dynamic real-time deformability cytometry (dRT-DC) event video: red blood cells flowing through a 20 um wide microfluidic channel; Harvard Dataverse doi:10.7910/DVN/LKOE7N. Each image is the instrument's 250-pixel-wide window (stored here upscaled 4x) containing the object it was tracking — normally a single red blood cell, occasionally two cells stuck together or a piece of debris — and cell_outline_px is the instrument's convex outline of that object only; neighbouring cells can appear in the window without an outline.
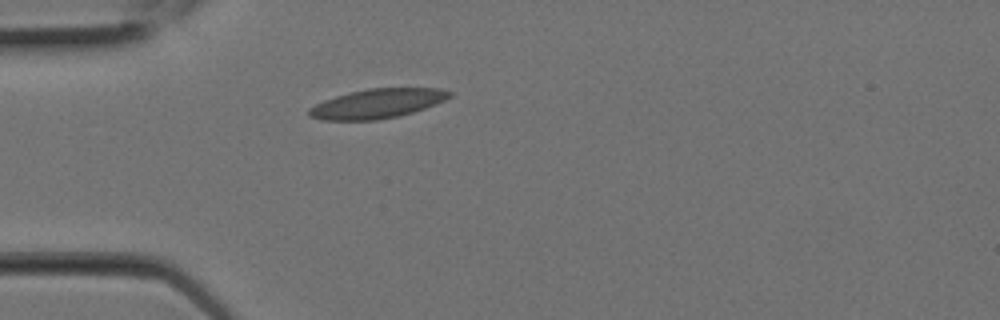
{"species": "Egyptian fruit bat (a non-hibernating species)", "species_latin": "Rousettus aegyptiacus", "temperature_condition": "room temperature", "stored_images_in_passage": 4, "camera_frame_rate_fps": 3000, "um_per_image_px": 0.085, "animal": {"sex": "female"}, "frame": {"image": 1, "passage_image": 1, "time_ms": 0.0, "image_size_px": [1000, 320], "cell_outline_px": [[452, 96], [444, 100], [424, 108], [400, 116], [376, 120], [320, 120], [308, 116], [308, 108], [324, 100], [336, 96], [368, 88], [440, 88], [452, 92]], "centroid_in_image_um": [32.05, 8.81], "position_along_channel_um": 53.0, "area_um2": 23.99}}
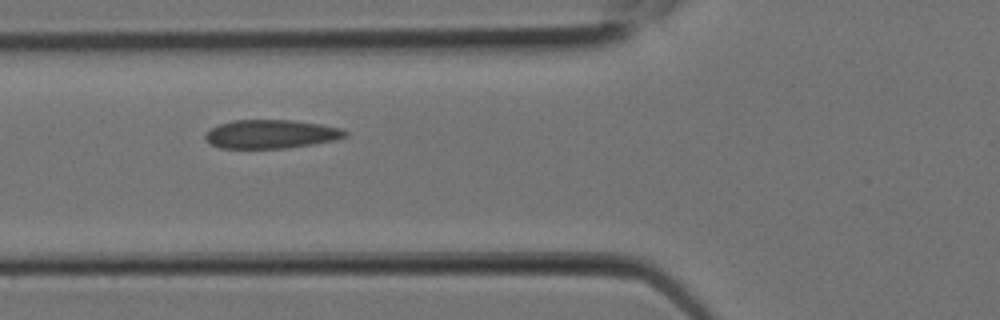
{"frame": {"image": 2, "passage_image": 3, "time_ms": 0.667, "image_size_px": [1000, 320], "cell_outline_px": [[348, 136], [336, 140], [288, 148], [220, 148], [212, 144], [204, 136], [212, 128], [220, 124], [232, 120], [292, 120], [320, 124], [340, 128], [348, 132]], "centroid_in_image_um": [23.08, 11.4], "position_along_channel_um": 102.7, "area_um2": 23.24}}
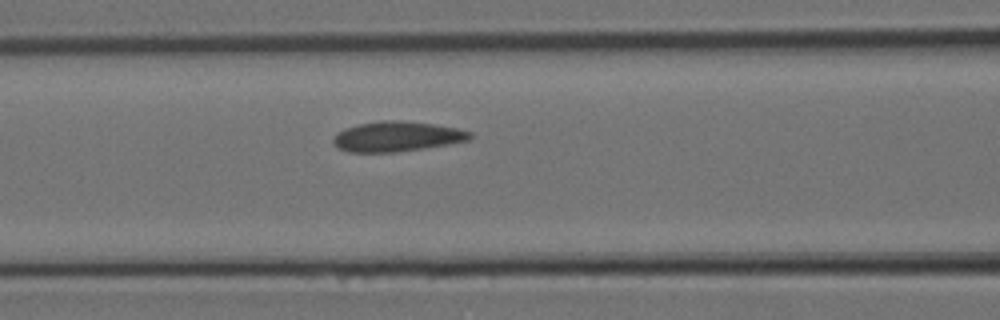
{"frame": {"image": 3, "passage_image": 4, "time_ms": 1.0, "image_size_px": [1000, 320], "cell_outline_px": [[472, 136], [468, 140], [448, 144], [396, 152], [348, 152], [332, 144], [332, 140], [336, 132], [344, 128], [360, 124], [384, 120], [400, 120], [432, 124], [456, 128], [472, 132]], "centroid_in_image_um": [33.69, 11.6], "position_along_channel_um": 132.9, "area_um2": 23.81}}